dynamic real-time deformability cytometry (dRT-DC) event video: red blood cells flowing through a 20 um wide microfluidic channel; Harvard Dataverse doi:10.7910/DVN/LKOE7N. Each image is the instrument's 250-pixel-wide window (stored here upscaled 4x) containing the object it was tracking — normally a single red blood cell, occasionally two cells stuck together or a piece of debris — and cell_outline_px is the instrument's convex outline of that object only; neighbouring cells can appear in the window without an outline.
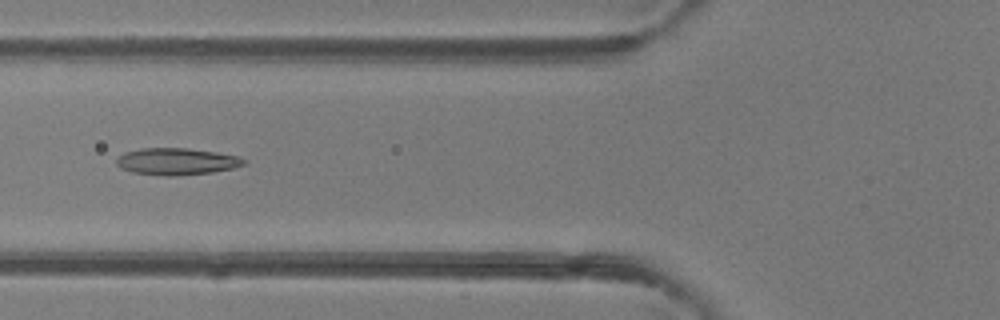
{"species": "common noctule bat (a hibernating species)", "species_latin": "Nyctalus noctula", "temperature_condition": "room temperature", "stored_images_in_passage": 6, "camera_frame_rate_fps": 3000, "um_per_image_px": 0.085, "animal": {"sex": "female"}, "frame": {"image": 1, "passage_image": 6, "time_ms": 1.667, "image_size_px": [1000, 320], "cell_outline_px": [[248, 164], [232, 168], [212, 172], [176, 176], [164, 176], [132, 172], [120, 168], [116, 164], [116, 160], [124, 152], [140, 148], [188, 148], [216, 152], [236, 156], [248, 160]], "centroid_in_image_um": [15.02, 13.72], "position_along_channel_um": 110.8, "area_um2": 20.06}}